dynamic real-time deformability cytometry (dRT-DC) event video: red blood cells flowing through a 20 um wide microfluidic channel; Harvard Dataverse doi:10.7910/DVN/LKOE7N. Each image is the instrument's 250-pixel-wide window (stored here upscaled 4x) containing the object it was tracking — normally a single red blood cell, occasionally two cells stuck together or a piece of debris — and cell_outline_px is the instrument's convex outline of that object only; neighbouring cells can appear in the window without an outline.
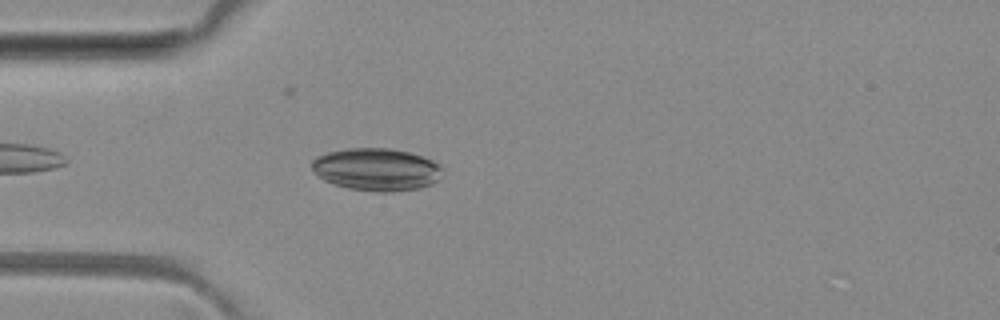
{"species": "common noctule bat (a hibernating species)", "species_latin": "Nyctalus noctula", "temperature_condition": "room temperature", "stored_images_in_passage": 4, "camera_frame_rate_fps": 3000, "um_per_image_px": 0.085, "animal": {"sex": "female", "body_mass_g": 29.2, "forearm_length_mm": 56.3}, "frame": {"image": 1, "passage_image": 4, "time_ms": 3.333, "image_size_px": [1000, 320], "cell_outline_px": [[444, 176], [440, 180], [432, 184], [420, 188], [392, 192], [376, 192], [348, 188], [332, 184], [324, 180], [312, 168], [312, 160], [316, 156], [328, 152], [344, 148], [392, 148], [408, 152], [432, 160], [440, 164], [444, 168]], "centroid_in_image_um": [32.06, 14.4], "position_along_channel_um": 52.9, "area_um2": 32.83}}